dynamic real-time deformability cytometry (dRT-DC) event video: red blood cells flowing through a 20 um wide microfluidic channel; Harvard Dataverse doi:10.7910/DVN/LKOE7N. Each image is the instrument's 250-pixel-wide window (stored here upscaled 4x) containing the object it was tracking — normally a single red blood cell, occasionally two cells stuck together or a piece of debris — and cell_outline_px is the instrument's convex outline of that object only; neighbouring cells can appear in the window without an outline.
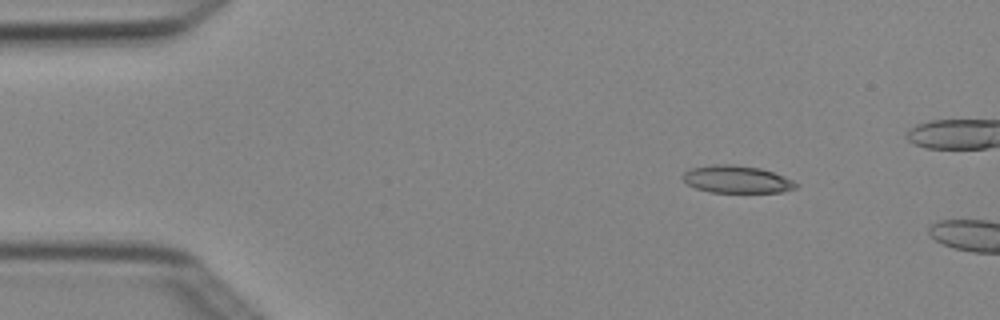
{"species": "Egyptian fruit bat (a non-hibernating species)", "species_latin": "Rousettus aegyptiacus", "temperature_condition": "cold", "stored_images_in_passage": 3, "camera_frame_rate_fps": 3000, "um_per_image_px": 0.085, "animal": {"sex": "female"}, "frame": {"image": 1, "passage_image": 1, "time_ms": 0.0, "image_size_px": [1000, 320], "cell_outline_px": [[800, 184], [796, 188], [780, 192], [708, 192], [696, 188], [688, 184], [680, 176], [688, 168], [712, 164], [732, 164], [760, 168], [784, 176]], "centroid_in_image_um": [62.59, 15.23], "position_along_channel_um": 22.4, "area_um2": 18.21}}